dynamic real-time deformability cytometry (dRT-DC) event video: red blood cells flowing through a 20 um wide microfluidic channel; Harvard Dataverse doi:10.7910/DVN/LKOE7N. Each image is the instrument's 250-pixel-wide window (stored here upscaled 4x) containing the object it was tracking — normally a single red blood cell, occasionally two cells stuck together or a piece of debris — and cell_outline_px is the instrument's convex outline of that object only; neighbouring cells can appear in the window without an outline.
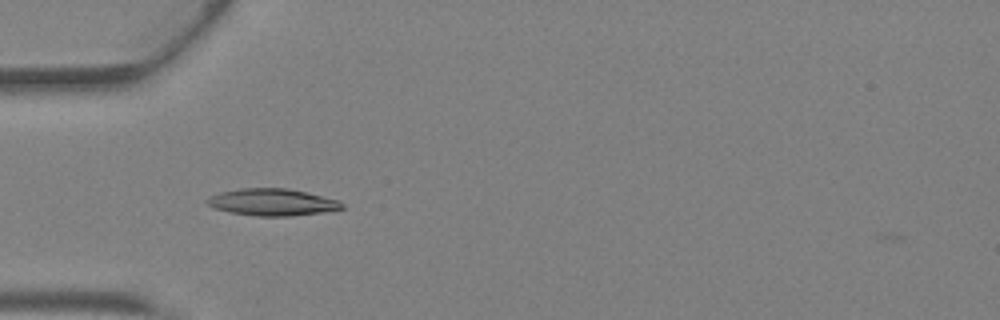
{"species": "Egyptian fruit bat (a non-hibernating species)", "species_latin": "Rousettus aegyptiacus", "temperature_condition": "warm", "stored_images_in_passage": 43, "camera_frame_rate_fps": 3000, "um_per_image_px": 0.085, "animal": {"sex": "female"}, "frame": {"image": 1, "passage_image": 14, "time_ms": 4.333, "image_size_px": [1000, 320], "cell_outline_px": [[344, 208], [324, 212], [292, 216], [256, 216], [228, 212], [216, 208], [208, 204], [204, 200], [208, 196], [220, 192], [240, 188], [288, 188], [308, 192], [340, 200], [344, 204]], "centroid_in_image_um": [23.16, 17.18], "position_along_channel_um": 61.8, "area_um2": 21.44}}
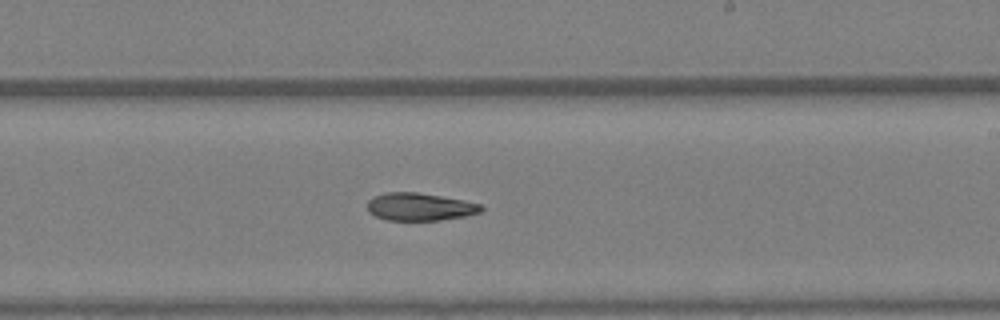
{"frame": {"image": 2, "passage_image": 26, "time_ms": 8.333, "image_size_px": [1000, 320], "cell_outline_px": [[484, 208], [480, 212], [464, 216], [440, 220], [388, 220], [376, 216], [368, 212], [368, 200], [372, 196], [388, 192], [416, 192], [464, 200], [484, 204]], "centroid_in_image_um": [35.69, 17.57], "position_along_channel_um": 253.3, "area_um2": 18.38}}
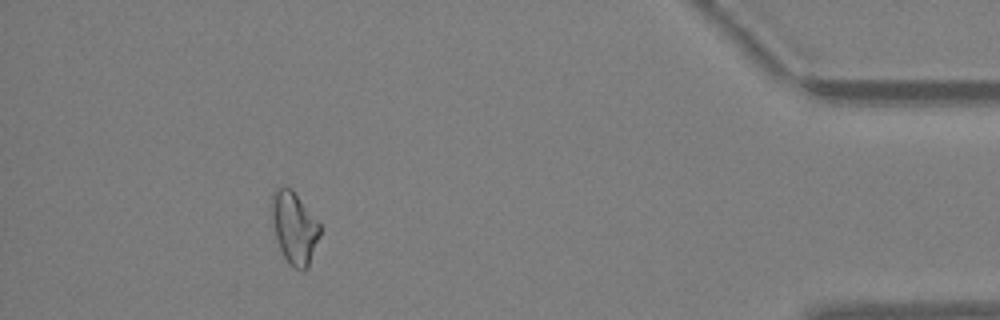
{"frame": {"image": 3, "passage_image": 39, "time_ms": 12.667, "image_size_px": [1000, 320], "cell_outline_px": [[320, 236], [308, 268], [296, 268], [288, 264], [280, 248], [276, 236], [272, 220], [272, 192], [276, 188], [292, 188], [320, 224]], "centroid_in_image_um": [25.03, 19.35], "position_along_channel_um": 410.2, "area_um2": 19.94}}